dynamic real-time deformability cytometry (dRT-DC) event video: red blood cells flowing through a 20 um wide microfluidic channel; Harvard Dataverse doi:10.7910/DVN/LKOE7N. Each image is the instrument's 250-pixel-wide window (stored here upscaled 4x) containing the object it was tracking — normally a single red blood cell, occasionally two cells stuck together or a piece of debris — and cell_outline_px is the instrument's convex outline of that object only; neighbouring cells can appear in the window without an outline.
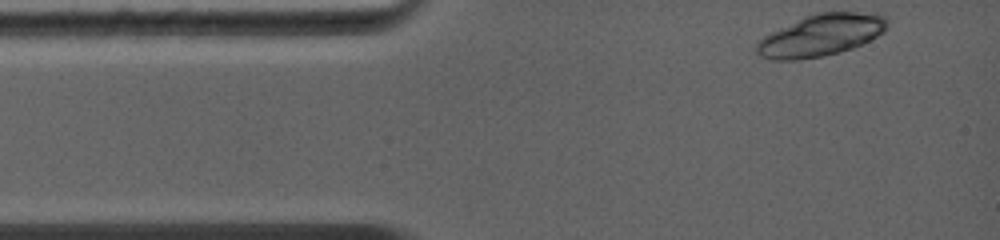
{"species": "common noctule bat (a hibernating species)", "species_latin": "Nyctalus noctula", "temperature_condition": "warm", "stored_images_in_passage": 7, "camera_frame_rate_fps": 5000, "um_per_image_px": 0.085, "animal": {"sex": "female", "body_mass_g": 19.0, "forearm_length_mm": 56.7}, "frame": {"image": 1, "passage_image": 1, "time_ms": 0.0, "image_size_px": [1000, 240], "cell_outline_px": [[888, 24], [884, 32], [852, 48], [820, 56], [796, 60], [772, 60], [760, 56], [752, 48], [764, 36], [804, 16], [816, 12], [856, 12], [888, 16]], "centroid_in_image_um": [69.75, 2.99], "position_along_channel_um": 15.3, "area_um2": 31.5}}